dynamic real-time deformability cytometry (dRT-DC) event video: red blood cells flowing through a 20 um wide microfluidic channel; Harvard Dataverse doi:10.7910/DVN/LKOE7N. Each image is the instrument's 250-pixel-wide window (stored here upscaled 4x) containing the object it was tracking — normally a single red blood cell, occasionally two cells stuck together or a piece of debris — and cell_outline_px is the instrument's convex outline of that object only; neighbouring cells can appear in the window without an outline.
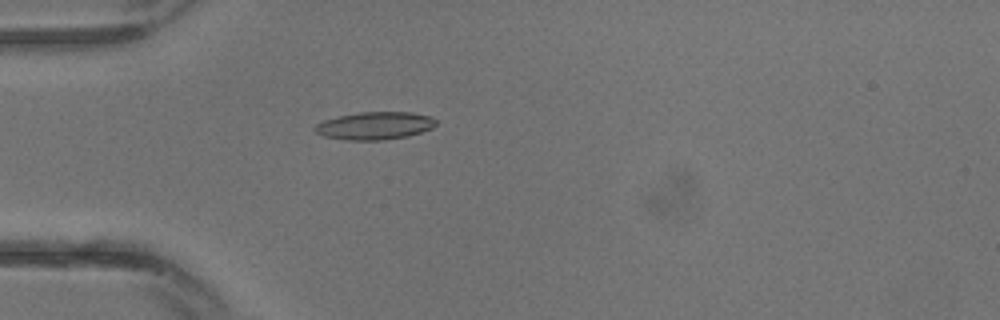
{"species": "common noctule bat (a hibernating species)", "species_latin": "Nyctalus noctula", "temperature_condition": "warm", "stored_images_in_passage": 30, "camera_frame_rate_fps": 3000, "um_per_image_px": 0.085, "animal": {"sex": "male", "body_mass_g": 13.3}, "frame": {"image": 1, "passage_image": 9, "time_ms": 2.667, "image_size_px": [1000, 320], "cell_outline_px": [[436, 124], [432, 128], [408, 136], [384, 140], [344, 140], [324, 136], [316, 132], [312, 128], [316, 124], [324, 120], [340, 116], [360, 112], [412, 112], [432, 116], [436, 120]], "centroid_in_image_um": [31.86, 10.68], "position_along_channel_um": 53.1, "area_um2": 19.59}}
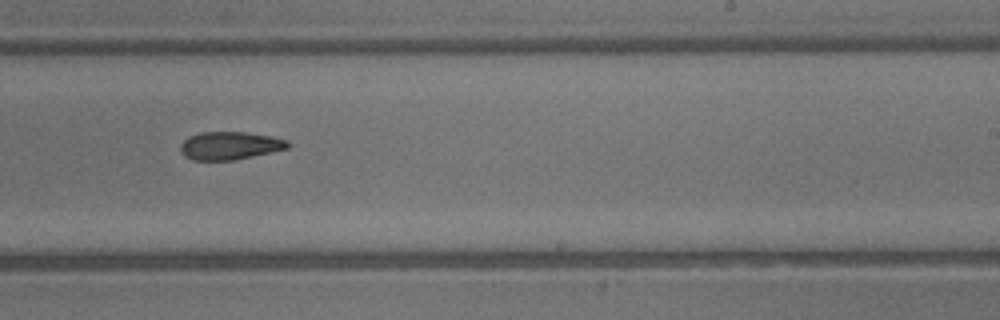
{"frame": {"image": 2, "passage_image": 19, "time_ms": 6.0, "image_size_px": [1000, 320], "cell_outline_px": [[288, 148], [272, 152], [232, 160], [192, 160], [184, 156], [180, 152], [180, 144], [188, 136], [200, 132], [244, 132], [272, 136], [288, 140]], "centroid_in_image_um": [19.5, 12.37], "position_along_channel_um": 269.5, "area_um2": 17.51}}
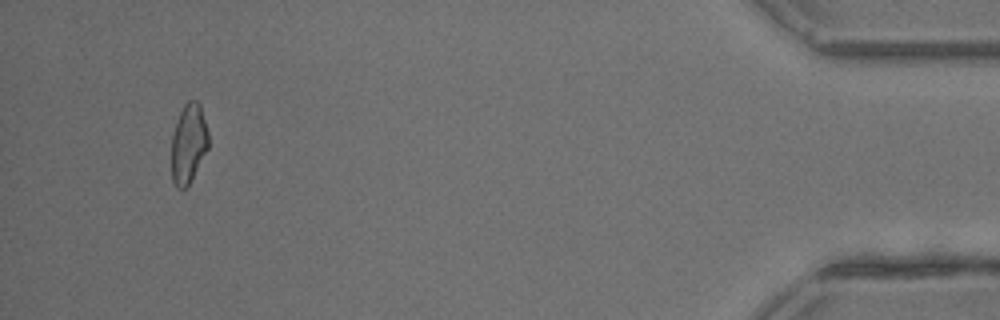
{"frame": {"image": 3, "passage_image": 29, "time_ms": 9.333, "image_size_px": [1000, 320], "cell_outline_px": [[208, 148], [188, 184], [184, 188], [176, 188], [172, 180], [172, 132], [180, 112], [184, 104], [188, 100], [196, 100], [200, 104], [208, 132]], "centroid_in_image_um": [16.01, 12.17], "position_along_channel_um": 419.2, "area_um2": 16.88}}